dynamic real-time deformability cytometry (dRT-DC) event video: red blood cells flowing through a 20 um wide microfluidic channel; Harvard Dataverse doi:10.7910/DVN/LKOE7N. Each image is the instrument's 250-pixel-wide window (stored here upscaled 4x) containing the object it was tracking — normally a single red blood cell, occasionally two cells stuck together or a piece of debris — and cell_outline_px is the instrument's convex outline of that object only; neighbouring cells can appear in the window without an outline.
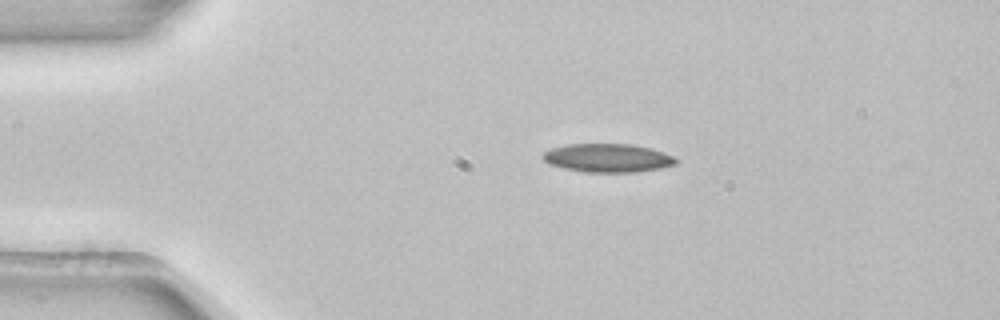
{"species": "common noctule bat (a hibernating species)", "species_latin": "Nyctalus noctula", "temperature_condition": "room temperature", "stored_images_in_passage": 4, "camera_frame_rate_fps": 3000, "um_per_image_px": 0.085, "animal": {"sex": "female", "body_mass_g": 22.7, "forearm_length_mm": 54.2}, "frame": {"image": 1, "passage_image": 2, "time_ms": 0.333, "image_size_px": [1000, 320], "cell_outline_px": [[676, 164], [660, 168], [636, 172], [588, 172], [564, 168], [552, 164], [544, 160], [540, 156], [544, 152], [552, 148], [568, 144], [632, 144], [652, 148], [664, 152], [672, 156], [676, 160]], "centroid_in_image_um": [51.66, 13.42], "position_along_channel_um": 33.3, "area_um2": 21.96}}